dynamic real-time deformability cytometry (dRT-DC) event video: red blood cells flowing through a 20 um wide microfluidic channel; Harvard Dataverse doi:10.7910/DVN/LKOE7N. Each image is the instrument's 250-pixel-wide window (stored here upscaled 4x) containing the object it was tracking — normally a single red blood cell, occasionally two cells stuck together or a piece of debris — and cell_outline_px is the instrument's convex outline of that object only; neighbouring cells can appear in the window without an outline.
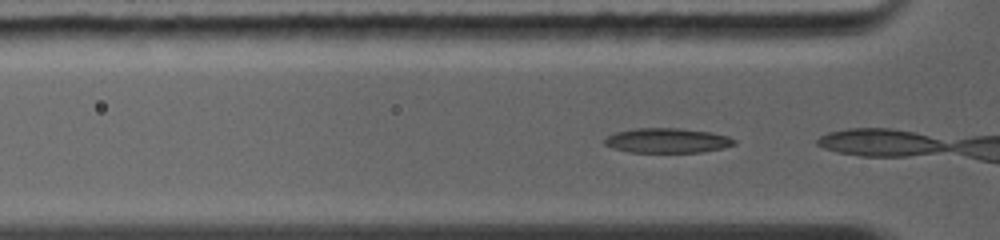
{"species": "common noctule bat (a hibernating species)", "species_latin": "Nyctalus noctula", "temperature_condition": "warm", "stored_images_in_passage": 5, "camera_frame_rate_fps": 5000, "um_per_image_px": 0.085, "animal": {"sex": "female", "body_mass_g": 19.0, "forearm_length_mm": 56.7}, "frame": {"image": 1, "passage_image": 3, "time_ms": 0.4, "image_size_px": [1000, 240], "cell_outline_px": [[736, 144], [720, 148], [700, 152], [628, 152], [612, 148], [604, 144], [604, 140], [608, 136], [616, 132], [636, 128], [680, 128], [712, 132], [728, 136], [736, 140]], "centroid_in_image_um": [56.71, 11.94], "position_along_channel_um": 69.1, "area_um2": 18.67}}